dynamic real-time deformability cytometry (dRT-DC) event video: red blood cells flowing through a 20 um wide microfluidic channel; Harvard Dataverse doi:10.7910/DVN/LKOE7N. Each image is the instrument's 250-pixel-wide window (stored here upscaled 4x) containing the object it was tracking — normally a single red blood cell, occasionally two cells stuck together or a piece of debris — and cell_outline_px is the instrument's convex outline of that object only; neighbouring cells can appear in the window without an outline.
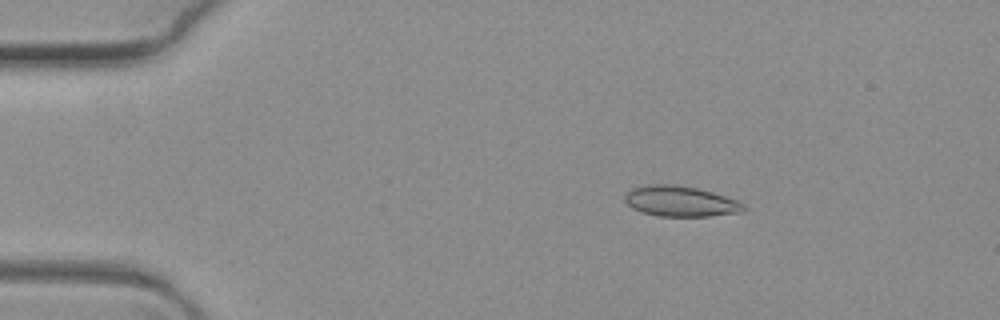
{"species": "common noctule bat (a hibernating species)", "species_latin": "Nyctalus noctula", "temperature_condition": "warm", "stored_images_in_passage": 6, "camera_frame_rate_fps": 3000, "um_per_image_px": 0.085, "animal": {"sex": "female", "body_mass_g": 19.3, "forearm_length_mm": 54.1}, "frame": {"image": 1, "passage_image": 4, "time_ms": 1.0, "image_size_px": [1000, 320], "cell_outline_px": [[748, 208], [744, 212], [712, 216], [656, 216], [632, 208], [624, 200], [624, 196], [632, 188], [652, 184], [672, 184], [696, 188], [712, 192], [736, 200], [744, 204]], "centroid_in_image_um": [57.87, 17.12], "position_along_channel_um": 27.1, "area_um2": 21.1}}